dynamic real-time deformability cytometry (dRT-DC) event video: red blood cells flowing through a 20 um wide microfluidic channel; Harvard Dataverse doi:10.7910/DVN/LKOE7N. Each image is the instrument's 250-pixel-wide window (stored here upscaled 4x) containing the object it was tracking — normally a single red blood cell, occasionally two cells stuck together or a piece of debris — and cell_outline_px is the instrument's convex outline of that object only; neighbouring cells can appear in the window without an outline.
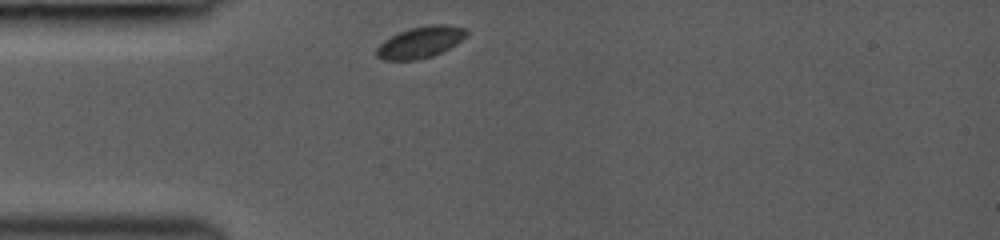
{"species": "common noctule bat (a hibernating species)", "species_latin": "Nyctalus noctula", "temperature_condition": "room temperature", "stored_images_in_passage": 29, "camera_frame_rate_fps": 3000, "um_per_image_px": 0.085, "animal": {"sex": "female", "body_mass_g": 19.0, "forearm_length_mm": 53.3}, "frame": {"image": 1, "passage_image": 1, "time_ms": 0.0, "image_size_px": [1000, 240], "cell_outline_px": [[468, 32], [456, 44], [432, 56], [420, 60], [384, 60], [376, 56], [376, 48], [384, 40], [408, 28], [428, 24], [444, 24], [464, 28]], "centroid_in_image_um": [35.7, 3.59], "position_along_channel_um": 49.3, "area_um2": 16.36}}
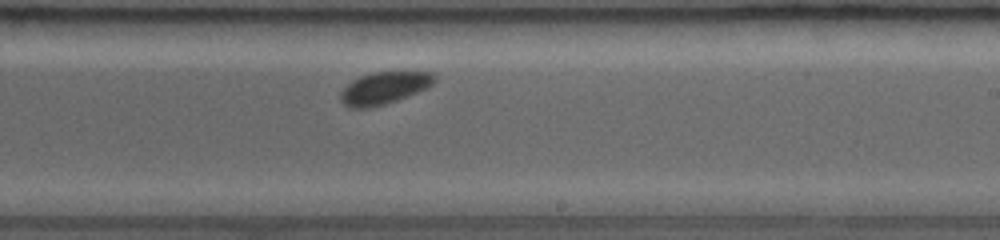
{"frame": {"image": 2, "passage_image": 17, "time_ms": 5.333, "image_size_px": [1000, 240], "cell_outline_px": [[436, 80], [432, 84], [416, 92], [396, 100], [384, 104], [368, 108], [348, 108], [340, 100], [340, 92], [352, 80], [360, 76], [372, 72], [432, 72], [436, 76]], "centroid_in_image_um": [32.61, 7.48], "position_along_channel_um": 256.4, "area_um2": 17.4}}
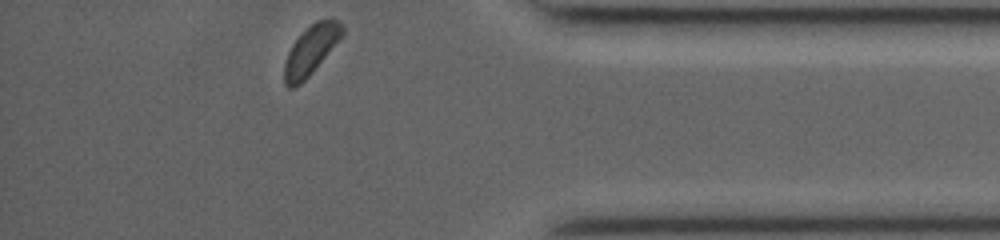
{"frame": {"image": 3, "passage_image": 29, "time_ms": 9.333, "image_size_px": [1000, 240], "cell_outline_px": [[344, 36], [312, 72], [300, 84], [292, 88], [288, 88], [284, 84], [284, 64], [288, 52], [292, 44], [316, 20], [332, 16], [344, 24]], "centroid_in_image_um": [26.48, 4.22], "position_along_channel_um": 408.7, "area_um2": 16.82}, "authors_computed_cell_mechanics": {"area_um2": 17.2822, "velocity_mm_per_s": 4.1318, "shape_relaxation_time_tau1_ms": 0.4616, "shape_relaxation_time_tau2_ms": null, "deformation_change_tau1": 0.037, "deformation_change_tau2": null}}